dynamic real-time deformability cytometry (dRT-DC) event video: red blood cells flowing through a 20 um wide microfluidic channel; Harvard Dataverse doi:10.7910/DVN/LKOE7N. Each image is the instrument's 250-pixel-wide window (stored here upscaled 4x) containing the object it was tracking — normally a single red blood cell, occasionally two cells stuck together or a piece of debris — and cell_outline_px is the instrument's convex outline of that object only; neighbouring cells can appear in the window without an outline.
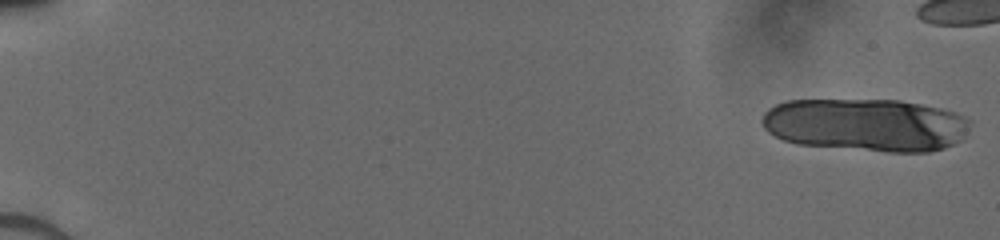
{"species": "human", "species_latin": "Homo sapiens", "temperature_condition": "cold", "stored_images_in_passage": 18, "camera_frame_rate_fps": 3000, "um_per_image_px": 0.085, "donor": {"sex": "male"}, "frame": {"image": 1, "passage_image": 1, "time_ms": 0.0, "image_size_px": [1000, 240], "cell_outline_px": [[972, 120], [960, 140], [944, 148], [928, 152], [888, 152], [800, 144], [784, 140], [768, 132], [764, 128], [760, 120], [764, 112], [768, 108], [784, 100], [900, 100], [940, 108], [956, 112]], "centroid_in_image_um": [73.58, 10.6], "position_along_channel_um": 11.4, "area_um2": 64.22}}